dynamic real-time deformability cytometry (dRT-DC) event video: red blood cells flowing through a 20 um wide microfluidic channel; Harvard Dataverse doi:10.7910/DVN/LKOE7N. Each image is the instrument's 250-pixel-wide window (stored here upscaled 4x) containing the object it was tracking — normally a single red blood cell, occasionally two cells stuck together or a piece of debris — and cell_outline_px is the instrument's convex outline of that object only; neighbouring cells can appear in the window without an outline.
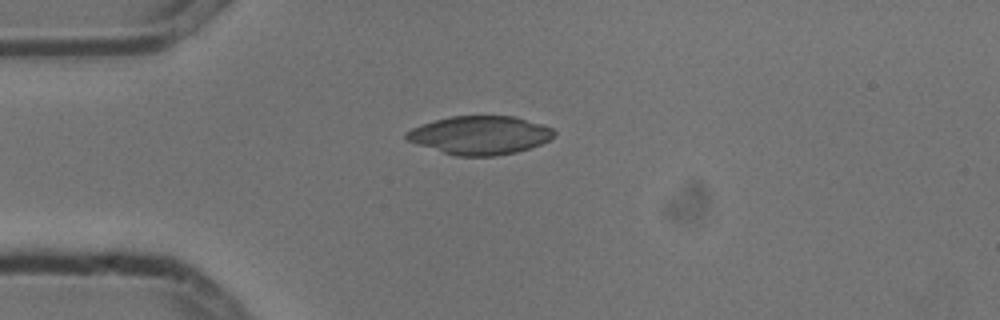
{"species": "common noctule bat (a hibernating species)", "species_latin": "Nyctalus noctula", "temperature_condition": "cold", "stored_images_in_passage": 7, "camera_frame_rate_fps": 3000, "um_per_image_px": 0.085, "animal": {"sex": "male", "body_mass_g": 13.3}, "frame": {"image": 1, "passage_image": 1, "time_ms": 0.0, "image_size_px": [1000, 320], "cell_outline_px": [[556, 136], [540, 144], [516, 152], [496, 156], [456, 156], [416, 144], [408, 140], [404, 136], [404, 132], [412, 128], [436, 120], [452, 116], [516, 116], [552, 128], [556, 132]], "centroid_in_image_um": [40.8, 11.49], "position_along_channel_um": 44.2, "area_um2": 32.95}}
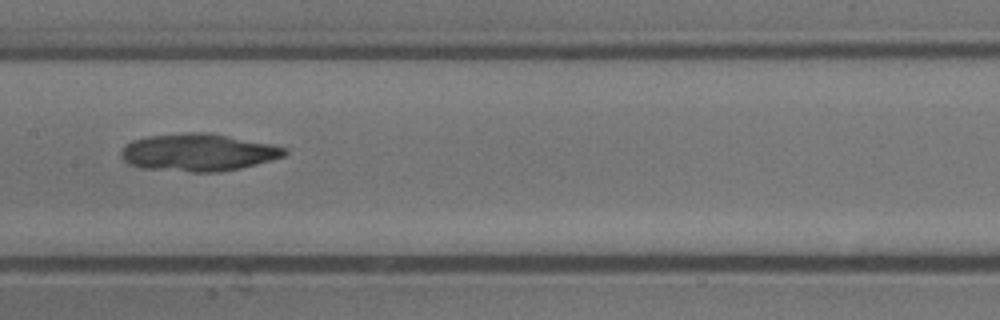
{"frame": {"image": 2, "passage_image": 5, "time_ms": 1.333, "image_size_px": [1000, 320], "cell_outline_px": [[288, 152], [284, 156], [256, 164], [240, 168], [216, 172], [192, 172], [144, 168], [128, 164], [120, 156], [120, 152], [124, 144], [132, 140], [148, 136], [184, 132], [204, 132], [272, 144], [288, 148]], "centroid_in_image_um": [16.81, 12.95], "position_along_channel_um": 190.6, "area_um2": 35.66}}
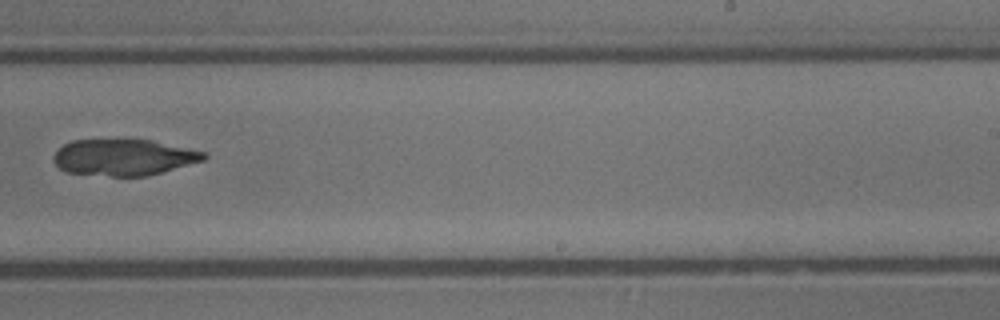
{"frame": {"image": 3, "passage_image": 7, "time_ms": 2.0, "image_size_px": [1000, 320], "cell_outline_px": [[208, 156], [204, 160], [148, 176], [112, 176], [68, 172], [60, 168], [52, 160], [52, 156], [64, 144], [72, 140], [152, 140], [204, 152]], "centroid_in_image_um": [10.51, 13.37], "position_along_channel_um": 278.5, "area_um2": 31.5}}